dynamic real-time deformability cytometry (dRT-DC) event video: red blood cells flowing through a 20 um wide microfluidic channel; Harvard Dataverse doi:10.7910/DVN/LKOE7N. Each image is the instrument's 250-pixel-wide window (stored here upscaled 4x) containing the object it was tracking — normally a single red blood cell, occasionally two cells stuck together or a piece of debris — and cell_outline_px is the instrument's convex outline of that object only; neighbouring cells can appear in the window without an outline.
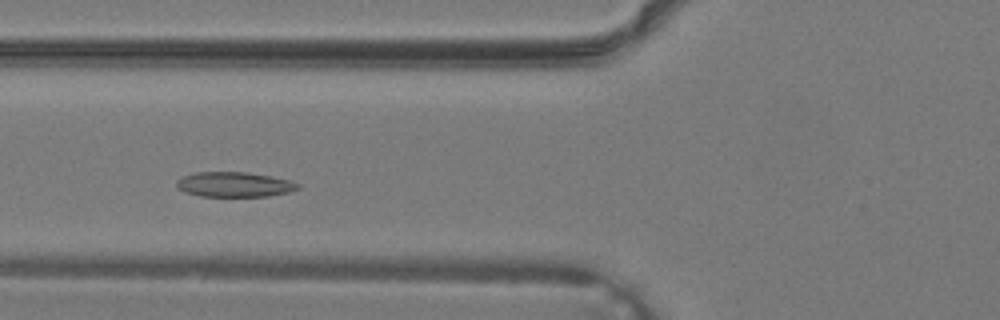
{"species": "common noctule bat (a hibernating species)", "species_latin": "Nyctalus noctula", "temperature_condition": "warm", "stored_images_in_passage": 30, "camera_frame_rate_fps": 3000, "um_per_image_px": 0.085, "animal": {"sex": "male", "body_mass_g": 19.2, "forearm_length_mm": 51.8}, "frame": {"image": 1, "passage_image": 6, "time_ms": 1.667, "image_size_px": [1000, 320], "cell_outline_px": [[300, 188], [288, 192], [268, 196], [200, 196], [184, 192], [176, 188], [176, 180], [184, 176], [196, 172], [244, 172], [272, 176], [288, 180], [300, 184]], "centroid_in_image_um": [19.89, 15.68], "position_along_channel_um": 105.9, "area_um2": 17.63}}
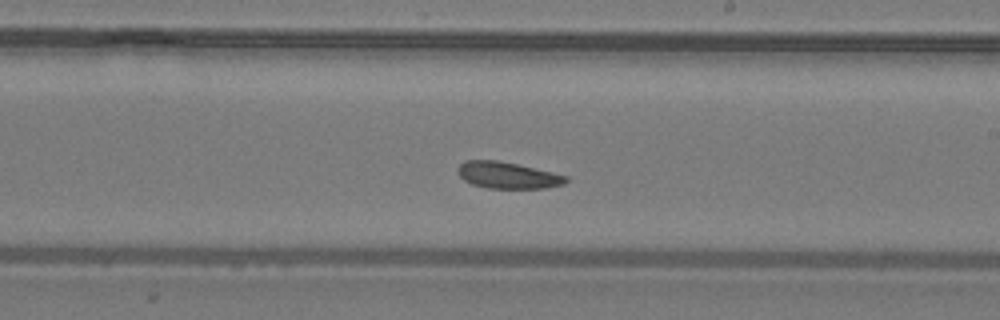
{"frame": {"image": 2, "passage_image": 14, "time_ms": 4.333, "image_size_px": [1000, 320], "cell_outline_px": [[568, 180], [564, 184], [544, 188], [488, 188], [472, 184], [464, 180], [456, 172], [456, 168], [464, 160], [500, 160], [552, 172], [568, 176]], "centroid_in_image_um": [43.12, 14.88], "position_along_channel_um": 245.9, "area_um2": 16.82}}
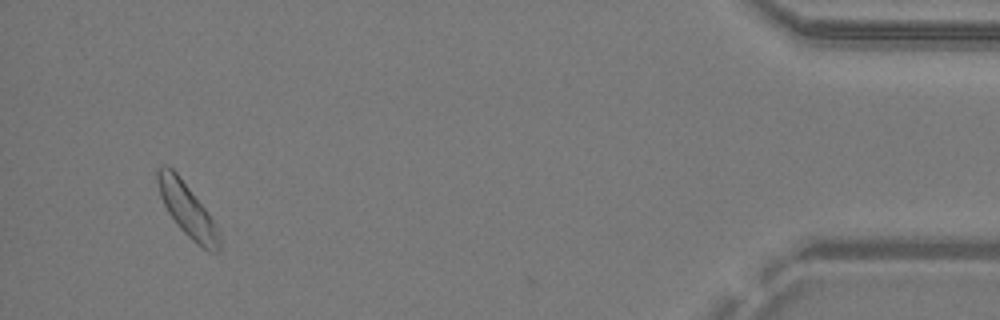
{"frame": {"image": 3, "passage_image": 28, "time_ms": 9.0, "image_size_px": [1000, 320], "cell_outline_px": [[220, 248], [216, 252], [212, 252], [204, 248], [192, 240], [176, 224], [168, 212], [160, 196], [156, 180], [156, 168], [164, 164], [172, 168], [176, 172], [208, 212], [216, 228], [220, 240]], "centroid_in_image_um": [15.86, 17.78], "position_along_channel_um": 419.3, "area_um2": 18.79}}